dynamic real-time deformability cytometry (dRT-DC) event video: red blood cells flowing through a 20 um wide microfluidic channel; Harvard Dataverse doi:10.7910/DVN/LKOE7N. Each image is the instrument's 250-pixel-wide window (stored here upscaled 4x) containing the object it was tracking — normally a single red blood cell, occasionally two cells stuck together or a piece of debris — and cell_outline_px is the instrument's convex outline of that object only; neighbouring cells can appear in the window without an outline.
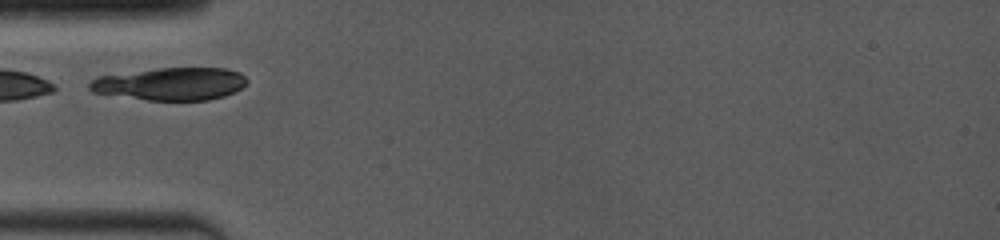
{"species": "common noctule bat (a hibernating species)", "species_latin": "Nyctalus noctula", "temperature_condition": "room temperature", "stored_images_in_passage": 6, "camera_frame_rate_fps": 4000, "um_per_image_px": 0.085, "animal": {"sex": "female", "body_mass_g": 19.0, "forearm_length_mm": 53.3}, "frame": {"image": 1, "passage_image": 1, "time_ms": 0.0, "image_size_px": [1000, 240], "cell_outline_px": [[248, 80], [240, 88], [224, 96], [208, 100], [148, 100], [92, 92], [88, 88], [88, 84], [96, 76], [160, 68], [224, 68], [240, 72]], "centroid_in_image_um": [14.48, 7.12], "position_along_channel_um": 70.5, "area_um2": 29.77}}